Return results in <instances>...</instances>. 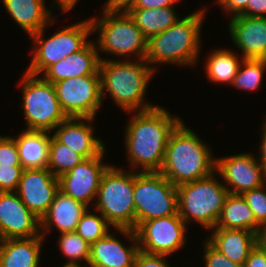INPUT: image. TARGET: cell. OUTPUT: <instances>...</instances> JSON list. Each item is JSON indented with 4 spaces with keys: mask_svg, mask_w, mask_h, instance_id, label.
<instances>
[{
    "mask_svg": "<svg viewBox=\"0 0 266 267\" xmlns=\"http://www.w3.org/2000/svg\"><path fill=\"white\" fill-rule=\"evenodd\" d=\"M133 114L125 130L130 167L133 171L141 166V172H159L170 134L182 120L161 106Z\"/></svg>",
    "mask_w": 266,
    "mask_h": 267,
    "instance_id": "6da1fadb",
    "label": "cell"
},
{
    "mask_svg": "<svg viewBox=\"0 0 266 267\" xmlns=\"http://www.w3.org/2000/svg\"><path fill=\"white\" fill-rule=\"evenodd\" d=\"M208 148L182 120L170 134L159 172L176 187L207 177L216 166V158Z\"/></svg>",
    "mask_w": 266,
    "mask_h": 267,
    "instance_id": "7a4b0ae2",
    "label": "cell"
},
{
    "mask_svg": "<svg viewBox=\"0 0 266 267\" xmlns=\"http://www.w3.org/2000/svg\"><path fill=\"white\" fill-rule=\"evenodd\" d=\"M99 74L102 100L107 91L113 102L128 113L158 106L149 102L143 103L147 85L155 74V70L145 59L118 61L101 56Z\"/></svg>",
    "mask_w": 266,
    "mask_h": 267,
    "instance_id": "3957f363",
    "label": "cell"
},
{
    "mask_svg": "<svg viewBox=\"0 0 266 267\" xmlns=\"http://www.w3.org/2000/svg\"><path fill=\"white\" fill-rule=\"evenodd\" d=\"M204 12L200 9L179 18L174 25L147 40L145 61L150 67L156 70L158 63L196 65L202 44L200 35Z\"/></svg>",
    "mask_w": 266,
    "mask_h": 267,
    "instance_id": "277c9868",
    "label": "cell"
},
{
    "mask_svg": "<svg viewBox=\"0 0 266 267\" xmlns=\"http://www.w3.org/2000/svg\"><path fill=\"white\" fill-rule=\"evenodd\" d=\"M134 172L110 166L102 176L94 209L111 227L135 229Z\"/></svg>",
    "mask_w": 266,
    "mask_h": 267,
    "instance_id": "5b68a950",
    "label": "cell"
},
{
    "mask_svg": "<svg viewBox=\"0 0 266 267\" xmlns=\"http://www.w3.org/2000/svg\"><path fill=\"white\" fill-rule=\"evenodd\" d=\"M215 174L177 186L178 214L186 224L194 220L208 230L215 228L229 194Z\"/></svg>",
    "mask_w": 266,
    "mask_h": 267,
    "instance_id": "8992f818",
    "label": "cell"
},
{
    "mask_svg": "<svg viewBox=\"0 0 266 267\" xmlns=\"http://www.w3.org/2000/svg\"><path fill=\"white\" fill-rule=\"evenodd\" d=\"M89 19L92 32L99 31L95 44L98 51L121 57L135 54L138 60L145 59L147 39L127 11L104 10L102 17Z\"/></svg>",
    "mask_w": 266,
    "mask_h": 267,
    "instance_id": "52a82bcc",
    "label": "cell"
},
{
    "mask_svg": "<svg viewBox=\"0 0 266 267\" xmlns=\"http://www.w3.org/2000/svg\"><path fill=\"white\" fill-rule=\"evenodd\" d=\"M20 81L27 130L51 132L68 118L57 99L53 83L27 71Z\"/></svg>",
    "mask_w": 266,
    "mask_h": 267,
    "instance_id": "ba28073f",
    "label": "cell"
},
{
    "mask_svg": "<svg viewBox=\"0 0 266 267\" xmlns=\"http://www.w3.org/2000/svg\"><path fill=\"white\" fill-rule=\"evenodd\" d=\"M135 228L144 221L178 213V192L160 172H134Z\"/></svg>",
    "mask_w": 266,
    "mask_h": 267,
    "instance_id": "9c48e42d",
    "label": "cell"
},
{
    "mask_svg": "<svg viewBox=\"0 0 266 267\" xmlns=\"http://www.w3.org/2000/svg\"><path fill=\"white\" fill-rule=\"evenodd\" d=\"M47 27L30 35L36 45L31 63L26 70L30 74H43L51 65L79 52L90 42L87 38L92 33L90 19L65 27L50 38L43 39Z\"/></svg>",
    "mask_w": 266,
    "mask_h": 267,
    "instance_id": "30bf717a",
    "label": "cell"
},
{
    "mask_svg": "<svg viewBox=\"0 0 266 267\" xmlns=\"http://www.w3.org/2000/svg\"><path fill=\"white\" fill-rule=\"evenodd\" d=\"M53 85L67 117L95 118L102 104L100 75L68 78Z\"/></svg>",
    "mask_w": 266,
    "mask_h": 267,
    "instance_id": "8fae6325",
    "label": "cell"
},
{
    "mask_svg": "<svg viewBox=\"0 0 266 267\" xmlns=\"http://www.w3.org/2000/svg\"><path fill=\"white\" fill-rule=\"evenodd\" d=\"M186 226L178 213L141 222L134 229L139 249L150 254L170 256L187 243Z\"/></svg>",
    "mask_w": 266,
    "mask_h": 267,
    "instance_id": "7c38bea8",
    "label": "cell"
},
{
    "mask_svg": "<svg viewBox=\"0 0 266 267\" xmlns=\"http://www.w3.org/2000/svg\"><path fill=\"white\" fill-rule=\"evenodd\" d=\"M253 156L251 153H240L216 158L215 171L223 178L229 193L242 195L266 183L264 167Z\"/></svg>",
    "mask_w": 266,
    "mask_h": 267,
    "instance_id": "4fadbf2b",
    "label": "cell"
},
{
    "mask_svg": "<svg viewBox=\"0 0 266 267\" xmlns=\"http://www.w3.org/2000/svg\"><path fill=\"white\" fill-rule=\"evenodd\" d=\"M104 150L99 156L84 159L66 174L58 178L59 190L88 207L96 200L99 185L105 171L111 166L103 164Z\"/></svg>",
    "mask_w": 266,
    "mask_h": 267,
    "instance_id": "5bb4252c",
    "label": "cell"
},
{
    "mask_svg": "<svg viewBox=\"0 0 266 267\" xmlns=\"http://www.w3.org/2000/svg\"><path fill=\"white\" fill-rule=\"evenodd\" d=\"M41 235L40 219L16 192H0V240Z\"/></svg>",
    "mask_w": 266,
    "mask_h": 267,
    "instance_id": "9a60e30c",
    "label": "cell"
},
{
    "mask_svg": "<svg viewBox=\"0 0 266 267\" xmlns=\"http://www.w3.org/2000/svg\"><path fill=\"white\" fill-rule=\"evenodd\" d=\"M59 181L47 168L24 169L16 193L40 220L50 208Z\"/></svg>",
    "mask_w": 266,
    "mask_h": 267,
    "instance_id": "2e32d148",
    "label": "cell"
},
{
    "mask_svg": "<svg viewBox=\"0 0 266 267\" xmlns=\"http://www.w3.org/2000/svg\"><path fill=\"white\" fill-rule=\"evenodd\" d=\"M134 244L126 247L112 233L98 239L90 245L88 267H134L139 245L135 231L128 228H117Z\"/></svg>",
    "mask_w": 266,
    "mask_h": 267,
    "instance_id": "e0dca14e",
    "label": "cell"
},
{
    "mask_svg": "<svg viewBox=\"0 0 266 267\" xmlns=\"http://www.w3.org/2000/svg\"><path fill=\"white\" fill-rule=\"evenodd\" d=\"M228 26L243 59H266V17L238 15L230 18Z\"/></svg>",
    "mask_w": 266,
    "mask_h": 267,
    "instance_id": "ac0fdd59",
    "label": "cell"
},
{
    "mask_svg": "<svg viewBox=\"0 0 266 267\" xmlns=\"http://www.w3.org/2000/svg\"><path fill=\"white\" fill-rule=\"evenodd\" d=\"M93 120L94 118L68 117L55 128L57 131L53 136L85 159L99 156L106 145L93 136V124L90 125Z\"/></svg>",
    "mask_w": 266,
    "mask_h": 267,
    "instance_id": "d6986e66",
    "label": "cell"
},
{
    "mask_svg": "<svg viewBox=\"0 0 266 267\" xmlns=\"http://www.w3.org/2000/svg\"><path fill=\"white\" fill-rule=\"evenodd\" d=\"M100 54L95 42H89L82 50L51 65L44 73V79L55 83L65 79L89 75H100Z\"/></svg>",
    "mask_w": 266,
    "mask_h": 267,
    "instance_id": "ffe728a7",
    "label": "cell"
},
{
    "mask_svg": "<svg viewBox=\"0 0 266 267\" xmlns=\"http://www.w3.org/2000/svg\"><path fill=\"white\" fill-rule=\"evenodd\" d=\"M88 208L90 207L83 202L74 200L59 190L50 208L40 220L41 235L45 237L53 225L60 233L76 231L79 220Z\"/></svg>",
    "mask_w": 266,
    "mask_h": 267,
    "instance_id": "44dd1931",
    "label": "cell"
},
{
    "mask_svg": "<svg viewBox=\"0 0 266 267\" xmlns=\"http://www.w3.org/2000/svg\"><path fill=\"white\" fill-rule=\"evenodd\" d=\"M207 241L231 261L244 266L251 250L259 242V235L248 230L212 228Z\"/></svg>",
    "mask_w": 266,
    "mask_h": 267,
    "instance_id": "7402d4cb",
    "label": "cell"
},
{
    "mask_svg": "<svg viewBox=\"0 0 266 267\" xmlns=\"http://www.w3.org/2000/svg\"><path fill=\"white\" fill-rule=\"evenodd\" d=\"M6 11L28 35L50 26L55 19L44 0H2Z\"/></svg>",
    "mask_w": 266,
    "mask_h": 267,
    "instance_id": "603a6c76",
    "label": "cell"
},
{
    "mask_svg": "<svg viewBox=\"0 0 266 267\" xmlns=\"http://www.w3.org/2000/svg\"><path fill=\"white\" fill-rule=\"evenodd\" d=\"M42 235L0 240V267H39Z\"/></svg>",
    "mask_w": 266,
    "mask_h": 267,
    "instance_id": "cb8c5ba5",
    "label": "cell"
},
{
    "mask_svg": "<svg viewBox=\"0 0 266 267\" xmlns=\"http://www.w3.org/2000/svg\"><path fill=\"white\" fill-rule=\"evenodd\" d=\"M48 131L25 130L15 139L23 169L48 167L49 144Z\"/></svg>",
    "mask_w": 266,
    "mask_h": 267,
    "instance_id": "d4e9b609",
    "label": "cell"
},
{
    "mask_svg": "<svg viewBox=\"0 0 266 267\" xmlns=\"http://www.w3.org/2000/svg\"><path fill=\"white\" fill-rule=\"evenodd\" d=\"M215 228L248 230L258 235L262 231L244 197L241 194L232 193H229L225 199Z\"/></svg>",
    "mask_w": 266,
    "mask_h": 267,
    "instance_id": "484cf974",
    "label": "cell"
},
{
    "mask_svg": "<svg viewBox=\"0 0 266 267\" xmlns=\"http://www.w3.org/2000/svg\"><path fill=\"white\" fill-rule=\"evenodd\" d=\"M126 11L147 40L162 33L179 20L174 6L153 9L128 8Z\"/></svg>",
    "mask_w": 266,
    "mask_h": 267,
    "instance_id": "4316f807",
    "label": "cell"
},
{
    "mask_svg": "<svg viewBox=\"0 0 266 267\" xmlns=\"http://www.w3.org/2000/svg\"><path fill=\"white\" fill-rule=\"evenodd\" d=\"M235 53L229 49L214 50L206 60V74L208 79L218 83H233L239 66L243 58H238Z\"/></svg>",
    "mask_w": 266,
    "mask_h": 267,
    "instance_id": "83f0119b",
    "label": "cell"
},
{
    "mask_svg": "<svg viewBox=\"0 0 266 267\" xmlns=\"http://www.w3.org/2000/svg\"><path fill=\"white\" fill-rule=\"evenodd\" d=\"M84 159L82 155L60 143L53 135L51 136L47 169L56 178L69 172Z\"/></svg>",
    "mask_w": 266,
    "mask_h": 267,
    "instance_id": "f1b7e54d",
    "label": "cell"
},
{
    "mask_svg": "<svg viewBox=\"0 0 266 267\" xmlns=\"http://www.w3.org/2000/svg\"><path fill=\"white\" fill-rule=\"evenodd\" d=\"M266 59H242L232 85L244 91H256L262 82Z\"/></svg>",
    "mask_w": 266,
    "mask_h": 267,
    "instance_id": "f546056e",
    "label": "cell"
},
{
    "mask_svg": "<svg viewBox=\"0 0 266 267\" xmlns=\"http://www.w3.org/2000/svg\"><path fill=\"white\" fill-rule=\"evenodd\" d=\"M59 249L69 260L65 265H81L78 261H85L88 265L90 257V244H88L76 231L61 233Z\"/></svg>",
    "mask_w": 266,
    "mask_h": 267,
    "instance_id": "4dcf8cb0",
    "label": "cell"
},
{
    "mask_svg": "<svg viewBox=\"0 0 266 267\" xmlns=\"http://www.w3.org/2000/svg\"><path fill=\"white\" fill-rule=\"evenodd\" d=\"M99 214H92L87 209L76 228V232L90 245L109 233L111 225L101 213Z\"/></svg>",
    "mask_w": 266,
    "mask_h": 267,
    "instance_id": "1f68e13d",
    "label": "cell"
},
{
    "mask_svg": "<svg viewBox=\"0 0 266 267\" xmlns=\"http://www.w3.org/2000/svg\"><path fill=\"white\" fill-rule=\"evenodd\" d=\"M266 183L242 194L251 209L255 221L263 228L266 225Z\"/></svg>",
    "mask_w": 266,
    "mask_h": 267,
    "instance_id": "d6a6232c",
    "label": "cell"
},
{
    "mask_svg": "<svg viewBox=\"0 0 266 267\" xmlns=\"http://www.w3.org/2000/svg\"><path fill=\"white\" fill-rule=\"evenodd\" d=\"M22 166H0V192H16L21 175Z\"/></svg>",
    "mask_w": 266,
    "mask_h": 267,
    "instance_id": "836d02e7",
    "label": "cell"
},
{
    "mask_svg": "<svg viewBox=\"0 0 266 267\" xmlns=\"http://www.w3.org/2000/svg\"><path fill=\"white\" fill-rule=\"evenodd\" d=\"M21 166L18 148L14 137L0 136V166Z\"/></svg>",
    "mask_w": 266,
    "mask_h": 267,
    "instance_id": "e575fe53",
    "label": "cell"
},
{
    "mask_svg": "<svg viewBox=\"0 0 266 267\" xmlns=\"http://www.w3.org/2000/svg\"><path fill=\"white\" fill-rule=\"evenodd\" d=\"M203 247L205 267H243V265L235 263L221 254L207 240H205Z\"/></svg>",
    "mask_w": 266,
    "mask_h": 267,
    "instance_id": "d590c367",
    "label": "cell"
},
{
    "mask_svg": "<svg viewBox=\"0 0 266 267\" xmlns=\"http://www.w3.org/2000/svg\"><path fill=\"white\" fill-rule=\"evenodd\" d=\"M165 257L167 258L168 256L150 254L139 250L135 258L134 267H170Z\"/></svg>",
    "mask_w": 266,
    "mask_h": 267,
    "instance_id": "8d00e7d4",
    "label": "cell"
},
{
    "mask_svg": "<svg viewBox=\"0 0 266 267\" xmlns=\"http://www.w3.org/2000/svg\"><path fill=\"white\" fill-rule=\"evenodd\" d=\"M243 267H266V246L260 240L251 250Z\"/></svg>",
    "mask_w": 266,
    "mask_h": 267,
    "instance_id": "74e56055",
    "label": "cell"
},
{
    "mask_svg": "<svg viewBox=\"0 0 266 267\" xmlns=\"http://www.w3.org/2000/svg\"><path fill=\"white\" fill-rule=\"evenodd\" d=\"M221 8L231 13V17L242 15L246 9L248 0H218Z\"/></svg>",
    "mask_w": 266,
    "mask_h": 267,
    "instance_id": "f35d334b",
    "label": "cell"
},
{
    "mask_svg": "<svg viewBox=\"0 0 266 267\" xmlns=\"http://www.w3.org/2000/svg\"><path fill=\"white\" fill-rule=\"evenodd\" d=\"M242 15L248 17H266V0H248L247 9Z\"/></svg>",
    "mask_w": 266,
    "mask_h": 267,
    "instance_id": "ab89813d",
    "label": "cell"
},
{
    "mask_svg": "<svg viewBox=\"0 0 266 267\" xmlns=\"http://www.w3.org/2000/svg\"><path fill=\"white\" fill-rule=\"evenodd\" d=\"M179 0H135L129 8H165L173 6Z\"/></svg>",
    "mask_w": 266,
    "mask_h": 267,
    "instance_id": "60d3db41",
    "label": "cell"
},
{
    "mask_svg": "<svg viewBox=\"0 0 266 267\" xmlns=\"http://www.w3.org/2000/svg\"><path fill=\"white\" fill-rule=\"evenodd\" d=\"M135 0H108L104 10L105 11H126Z\"/></svg>",
    "mask_w": 266,
    "mask_h": 267,
    "instance_id": "b9f144b4",
    "label": "cell"
},
{
    "mask_svg": "<svg viewBox=\"0 0 266 267\" xmlns=\"http://www.w3.org/2000/svg\"><path fill=\"white\" fill-rule=\"evenodd\" d=\"M263 130H262V139L260 142V156L258 157V160L260 161V163L262 164V166L264 167V170L266 172V125L263 123V126H262Z\"/></svg>",
    "mask_w": 266,
    "mask_h": 267,
    "instance_id": "7bdbcfd3",
    "label": "cell"
},
{
    "mask_svg": "<svg viewBox=\"0 0 266 267\" xmlns=\"http://www.w3.org/2000/svg\"><path fill=\"white\" fill-rule=\"evenodd\" d=\"M57 5H59V8L63 12L70 11L79 0H55Z\"/></svg>",
    "mask_w": 266,
    "mask_h": 267,
    "instance_id": "ee69618b",
    "label": "cell"
},
{
    "mask_svg": "<svg viewBox=\"0 0 266 267\" xmlns=\"http://www.w3.org/2000/svg\"><path fill=\"white\" fill-rule=\"evenodd\" d=\"M259 240L266 246V225L262 228L259 235Z\"/></svg>",
    "mask_w": 266,
    "mask_h": 267,
    "instance_id": "f6af8a7d",
    "label": "cell"
},
{
    "mask_svg": "<svg viewBox=\"0 0 266 267\" xmlns=\"http://www.w3.org/2000/svg\"><path fill=\"white\" fill-rule=\"evenodd\" d=\"M62 267H83V266H81V265H63ZM84 267H88V266H86V265H84Z\"/></svg>",
    "mask_w": 266,
    "mask_h": 267,
    "instance_id": "bcb514c9",
    "label": "cell"
}]
</instances>
